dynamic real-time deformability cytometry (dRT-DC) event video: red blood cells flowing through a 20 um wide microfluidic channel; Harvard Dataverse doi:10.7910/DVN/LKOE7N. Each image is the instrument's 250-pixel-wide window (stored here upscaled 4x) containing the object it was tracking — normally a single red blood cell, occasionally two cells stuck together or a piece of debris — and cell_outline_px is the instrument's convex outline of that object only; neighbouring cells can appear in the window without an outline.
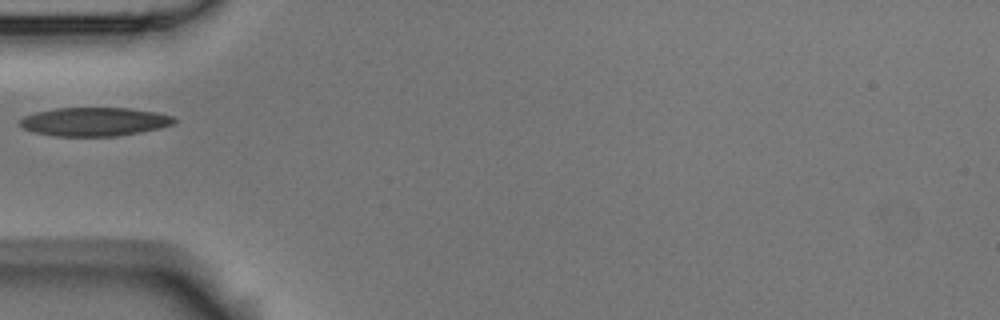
{"species": "Egyptian fruit bat (a non-hibernating species)", "species_latin": "Rousettus aegyptiacus", "temperature_condition": "room temperature", "stored_images_in_passage": 2, "camera_frame_rate_fps": 3000, "um_per_image_px": 0.085, "animal": {"sex": "male"}, "frame": {"image": 1, "passage_image": 1, "time_ms": 0.0, "image_size_px": [1000, 320], "cell_outline_px": [[176, 120], [172, 124], [160, 128], [140, 132], [116, 136], [56, 136], [32, 132], [24, 128], [20, 124], [20, 120], [24, 116], [36, 112], [56, 108], [128, 108], [156, 112], [172, 116]], "centroid_in_image_um": [8.01, 10.34], "position_along_channel_um": 77.0, "area_um2": 25.61}}
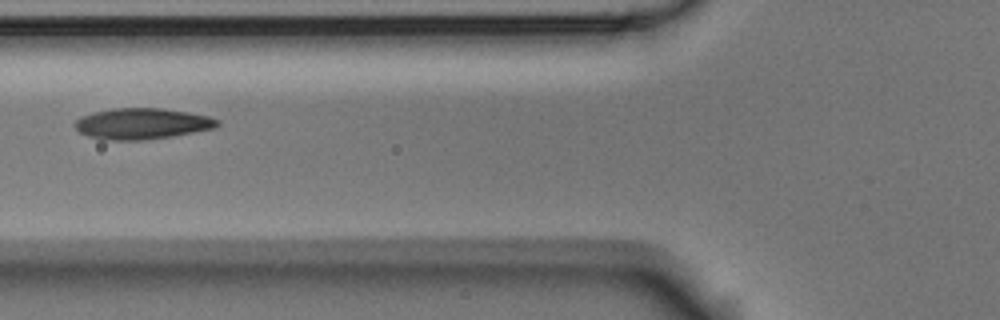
{"frame": {"image": 2, "passage_image": 2, "time_ms": 1.0, "image_size_px": [1000, 320], "cell_outline_px": [[220, 124], [216, 128], [172, 136], [148, 140], [104, 140], [88, 136], [80, 132], [72, 124], [80, 116], [92, 112], [112, 108], [160, 108], [188, 112], [208, 116], [220, 120]], "centroid_in_image_um": [12.06, 10.51], "position_along_channel_um": 113.7, "area_um2": 26.01}}